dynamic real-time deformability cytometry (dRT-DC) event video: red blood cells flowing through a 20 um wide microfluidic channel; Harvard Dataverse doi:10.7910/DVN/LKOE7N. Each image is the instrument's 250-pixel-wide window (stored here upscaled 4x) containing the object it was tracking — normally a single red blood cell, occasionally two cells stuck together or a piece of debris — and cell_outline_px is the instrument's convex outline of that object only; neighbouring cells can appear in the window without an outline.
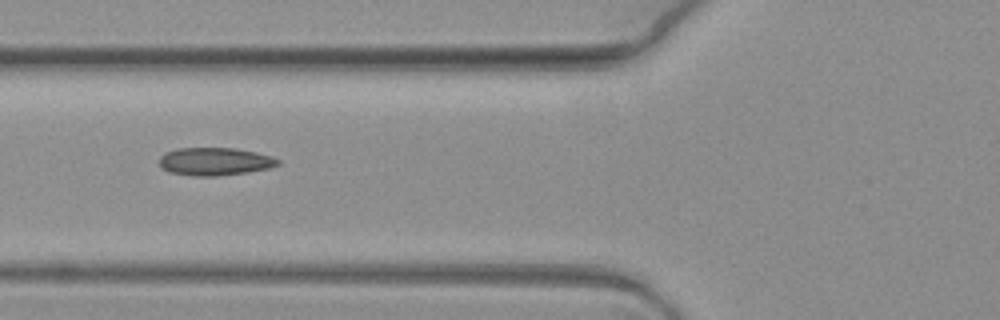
{"species": "common noctule bat (a hibernating species)", "species_latin": "Nyctalus noctula", "temperature_condition": "warm", "stored_images_in_passage": 9, "camera_frame_rate_fps": 3000, "um_per_image_px": 0.085, "animal": {"sex": "female", "body_mass_g": 19.3, "forearm_length_mm": 54.1}, "frame": {"image": 1, "passage_image": 8, "time_ms": 2.333, "image_size_px": [1000, 320], "cell_outline_px": [[280, 164], [268, 168], [248, 172], [216, 176], [192, 176], [168, 172], [160, 168], [160, 156], [164, 152], [176, 148], [232, 148], [256, 152], [272, 156], [280, 160]], "centroid_in_image_um": [18.23, 13.73], "position_along_channel_um": 107.6, "area_um2": 19.42}}